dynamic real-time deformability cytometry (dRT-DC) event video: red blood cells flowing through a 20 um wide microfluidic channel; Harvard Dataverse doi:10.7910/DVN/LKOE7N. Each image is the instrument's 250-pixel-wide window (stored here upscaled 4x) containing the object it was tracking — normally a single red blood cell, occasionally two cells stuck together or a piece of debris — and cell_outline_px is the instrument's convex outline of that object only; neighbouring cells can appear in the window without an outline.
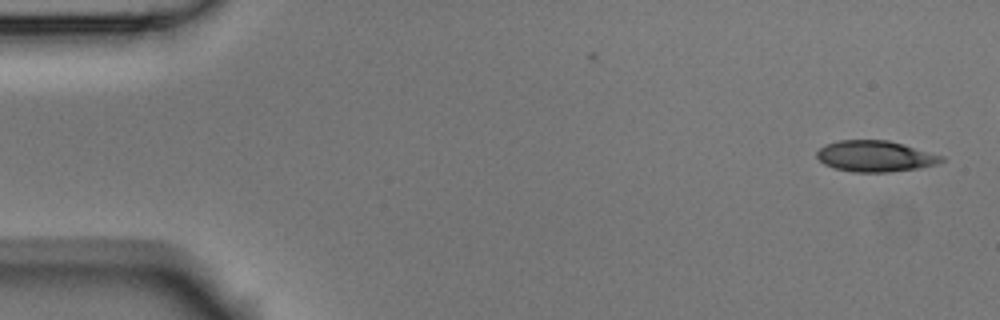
{"species": "Egyptian fruit bat (a non-hibernating species)", "species_latin": "Rousettus aegyptiacus", "temperature_condition": "room temperature", "stored_images_in_passage": 4, "camera_frame_rate_fps": 3000, "um_per_image_px": 0.085, "animal": {"sex": "male"}, "frame": {"image": 1, "passage_image": 1, "time_ms": 0.0, "image_size_px": [1000, 320], "cell_outline_px": [[944, 160], [936, 164], [916, 168], [888, 172], [856, 172], [836, 168], [824, 164], [816, 156], [816, 152], [824, 144], [840, 140], [888, 140], [904, 144], [944, 156]], "centroid_in_image_um": [74.38, 13.26], "position_along_channel_um": 10.6, "area_um2": 22.43}}